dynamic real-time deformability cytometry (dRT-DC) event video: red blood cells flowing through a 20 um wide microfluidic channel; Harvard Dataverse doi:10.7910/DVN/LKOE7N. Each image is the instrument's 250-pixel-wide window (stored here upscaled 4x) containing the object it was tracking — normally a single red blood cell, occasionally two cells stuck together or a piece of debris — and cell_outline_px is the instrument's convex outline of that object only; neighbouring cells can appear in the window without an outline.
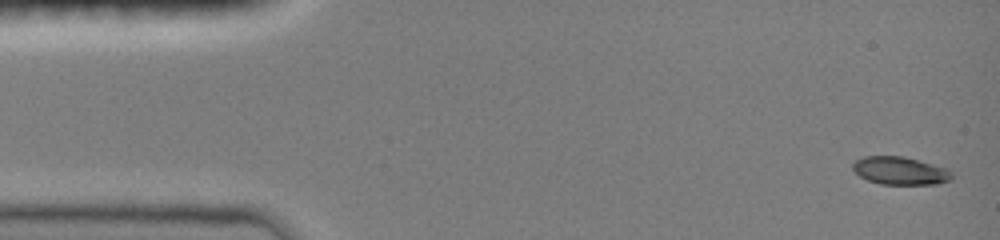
{"species": "common noctule bat (a hibernating species)", "species_latin": "Nyctalus noctula", "temperature_condition": "room temperature", "stored_images_in_passage": 14, "camera_frame_rate_fps": 3000, "um_per_image_px": 0.085, "animal": {"sex": "female", "body_mass_g": 19.0, "forearm_length_mm": 51.5}, "frame": {"image": 1, "passage_image": 1, "time_ms": 0.0, "image_size_px": [1000, 240], "cell_outline_px": [[952, 180], [936, 184], [880, 184], [868, 180], [860, 176], [852, 168], [852, 164], [856, 160], [864, 156], [904, 156], [920, 160], [948, 168], [952, 172]], "centroid_in_image_um": [76.54, 14.5], "position_along_channel_um": 8.5, "area_um2": 16.24}}
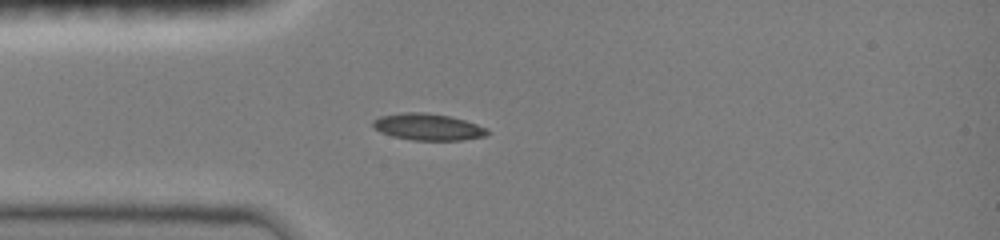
{"frame": {"image": 2, "passage_image": 10, "time_ms": 3.667, "image_size_px": [1000, 240], "cell_outline_px": [[488, 132], [484, 136], [460, 140], [412, 140], [392, 136], [380, 132], [372, 124], [372, 120], [380, 116], [400, 112], [424, 112], [448, 116], [464, 120], [488, 128]], "centroid_in_image_um": [36.33, 10.78], "position_along_channel_um": 48.7, "area_um2": 17.69}}
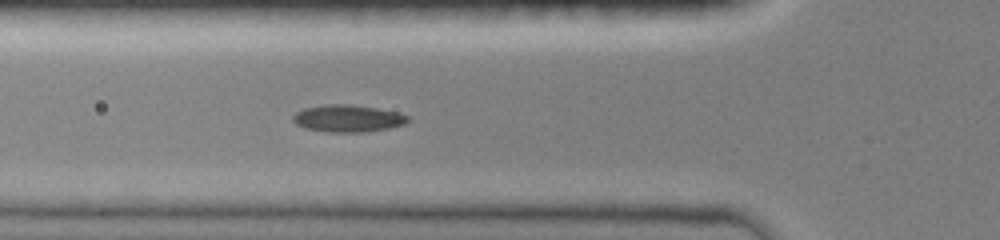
{"frame": {"image": 3, "passage_image": 14, "time_ms": 5.0, "image_size_px": [1000, 240], "cell_outline_px": [[408, 120], [404, 124], [388, 128], [364, 132], [328, 132], [308, 128], [296, 124], [292, 120], [292, 116], [296, 112], [304, 108], [324, 104], [348, 104], [376, 108], [396, 112], [408, 116]], "centroid_in_image_um": [29.53, 10.06], "position_along_channel_um": 96.3, "area_um2": 17.98}}